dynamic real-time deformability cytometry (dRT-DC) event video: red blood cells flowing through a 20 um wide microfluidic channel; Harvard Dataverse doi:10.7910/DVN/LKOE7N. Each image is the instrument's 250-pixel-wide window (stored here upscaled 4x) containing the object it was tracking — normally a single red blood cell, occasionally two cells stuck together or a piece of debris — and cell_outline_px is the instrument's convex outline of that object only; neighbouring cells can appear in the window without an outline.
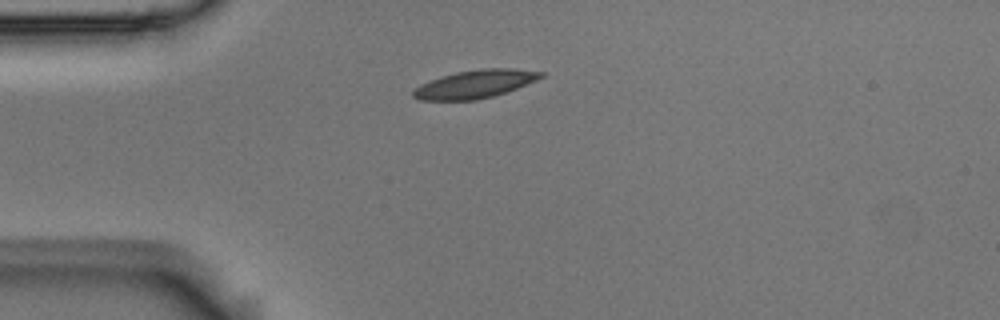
{"species": "Egyptian fruit bat (a non-hibernating species)", "species_latin": "Rousettus aegyptiacus", "temperature_condition": "room temperature", "stored_images_in_passage": 3, "camera_frame_rate_fps": 3000, "um_per_image_px": 0.085, "animal": {"sex": "male"}, "frame": {"image": 1, "passage_image": 3, "time_ms": 0.667, "image_size_px": [1000, 320], "cell_outline_px": [[544, 76], [536, 80], [516, 88], [492, 96], [476, 100], [420, 100], [412, 96], [412, 92], [420, 84], [456, 72], [480, 68], [516, 68], [544, 72]], "centroid_in_image_um": [40.39, 7.14], "position_along_channel_um": 44.6, "area_um2": 20.69}}